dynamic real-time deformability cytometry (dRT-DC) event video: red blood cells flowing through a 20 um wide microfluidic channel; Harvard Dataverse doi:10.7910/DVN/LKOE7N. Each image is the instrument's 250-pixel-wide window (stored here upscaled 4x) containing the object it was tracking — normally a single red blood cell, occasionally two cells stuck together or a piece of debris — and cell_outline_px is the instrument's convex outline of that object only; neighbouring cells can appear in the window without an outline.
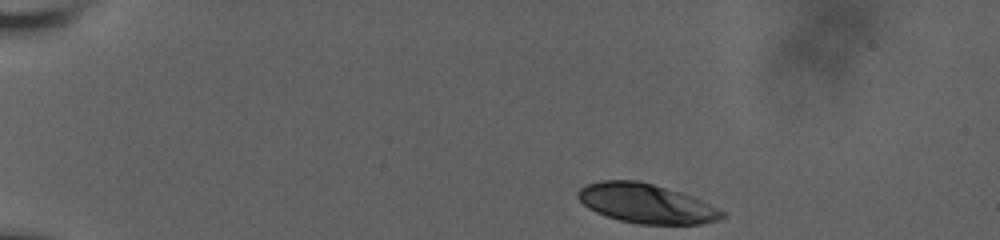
{"species": "human", "species_latin": "Homo sapiens", "temperature_condition": "room temperature", "stored_images_in_passage": 13, "camera_frame_rate_fps": 3000, "um_per_image_px": 0.085, "donor": {"sex": "male"}, "frame": {"image": 1, "passage_image": 1, "time_ms": 0.0, "image_size_px": [1000, 240], "cell_outline_px": [[728, 216], [720, 220], [700, 224], [636, 224], [620, 220], [596, 212], [588, 208], [576, 196], [576, 192], [580, 188], [588, 184], [600, 180], [636, 180], [652, 184], [680, 192], [692, 196], [728, 212]], "centroid_in_image_um": [54.97, 17.3], "position_along_channel_um": 30.0, "area_um2": 33.23}}